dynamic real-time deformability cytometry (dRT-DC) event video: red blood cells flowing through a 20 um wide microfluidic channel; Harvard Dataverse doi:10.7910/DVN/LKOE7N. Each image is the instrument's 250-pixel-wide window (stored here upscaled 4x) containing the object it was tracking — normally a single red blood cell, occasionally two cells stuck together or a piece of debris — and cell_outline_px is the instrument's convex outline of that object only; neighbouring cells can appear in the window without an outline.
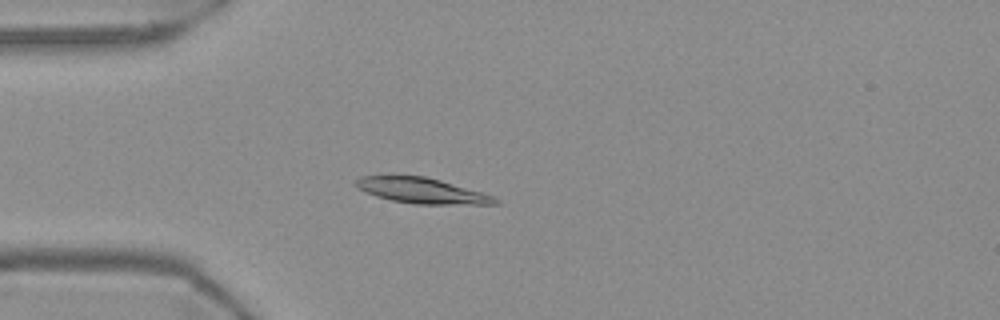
{"species": "Egyptian fruit bat (a non-hibernating species)", "species_latin": "Rousettus aegyptiacus", "temperature_condition": "warm", "stored_images_in_passage": 54, "camera_frame_rate_fps": 3000, "um_per_image_px": 0.085, "frame": {"image": 1, "passage_image": 14, "time_ms": 4.333, "image_size_px": [1000, 320], "cell_outline_px": [[500, 204], [416, 204], [392, 200], [376, 196], [356, 188], [352, 184], [360, 176], [388, 172], [392, 172], [424, 176], [440, 180], [480, 192], [492, 196], [500, 200]], "centroid_in_image_um": [35.69, 16.14], "position_along_channel_um": 49.3, "area_um2": 21.44}}
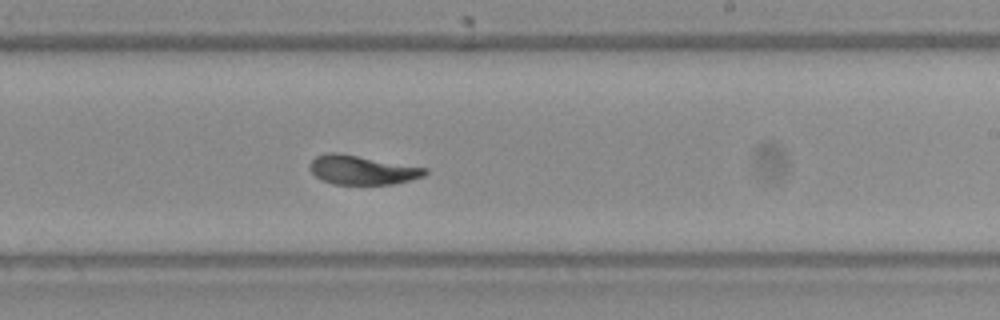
{"frame": {"image": 2, "passage_image": 32, "time_ms": 10.333, "image_size_px": [1000, 320], "cell_outline_px": [[428, 172], [424, 176], [392, 184], [336, 184], [324, 180], [316, 176], [308, 168], [308, 164], [316, 156], [328, 152], [336, 152], [428, 168]], "centroid_in_image_um": [30.77, 14.44], "position_along_channel_um": 258.2, "area_um2": 19.36}}
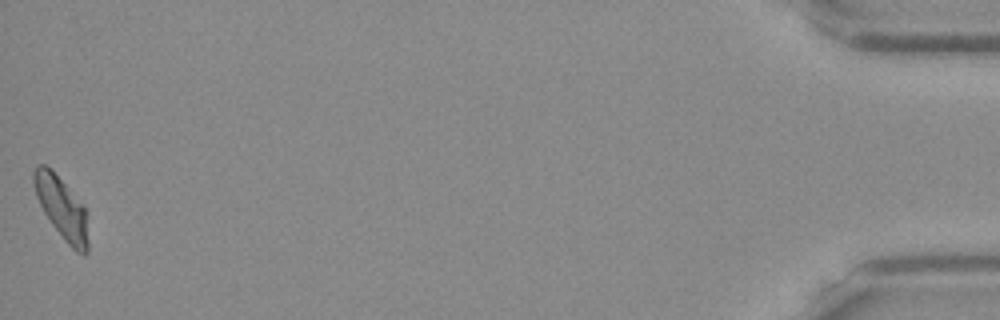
{"frame": {"image": 3, "passage_image": 54, "time_ms": 17.667, "image_size_px": [1000, 320], "cell_outline_px": [[88, 252], [84, 256], [76, 252], [64, 240], [52, 224], [44, 212], [36, 196], [32, 184], [32, 172], [36, 164], [44, 164], [84, 204], [88, 240]], "centroid_in_image_um": [5.23, 17.7], "position_along_channel_um": 430.0, "area_um2": 19.42}, "authors_computed_cell_mechanics": {"area_um2": 20.2878, "velocity_mm_per_s": 3.6865, "shape_relaxation_time_tau1_ms": 5.9196, "shape_relaxation_time_tau2_ms": 1.8931, "deformation_change_tau1": 0.2184, "deformation_change_tau2": 0.0596}}